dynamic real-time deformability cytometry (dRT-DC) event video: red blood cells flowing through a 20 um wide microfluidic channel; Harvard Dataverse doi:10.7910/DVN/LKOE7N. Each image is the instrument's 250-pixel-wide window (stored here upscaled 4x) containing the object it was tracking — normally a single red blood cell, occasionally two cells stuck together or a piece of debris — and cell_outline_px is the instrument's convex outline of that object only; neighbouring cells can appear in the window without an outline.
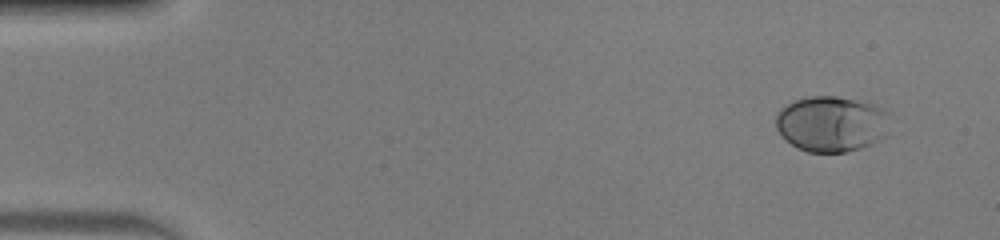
{"species": "human", "species_latin": "Homo sapiens", "temperature_condition": "warm", "stored_images_in_passage": 48, "camera_frame_rate_fps": 3000, "um_per_image_px": 0.085, "donor": {"sex": "male"}, "frame": {"image": 1, "passage_image": 1, "time_ms": 0.0, "image_size_px": [1000, 240], "cell_outline_px": [[884, 136], [880, 140], [872, 144], [848, 152], [808, 152], [796, 148], [784, 140], [776, 128], [776, 112], [780, 108], [792, 100], [808, 96], [836, 96], [872, 104], [884, 112]], "centroid_in_image_um": [70.53, 10.54], "position_along_channel_um": 14.5, "area_um2": 36.7}}
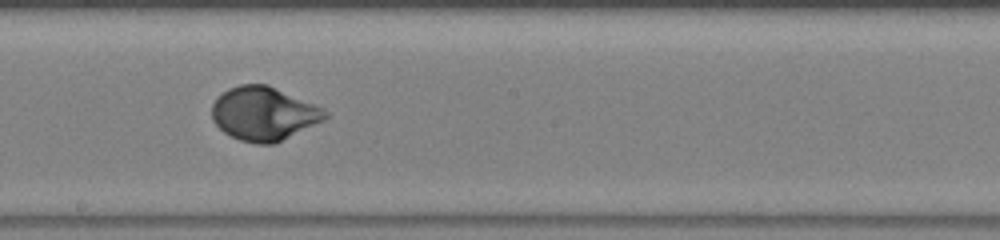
{"frame": {"image": 2, "passage_image": 26, "time_ms": 8.333, "image_size_px": [1000, 240], "cell_outline_px": [[328, 116], [324, 120], [272, 144], [256, 144], [240, 140], [224, 132], [212, 120], [212, 104], [228, 88], [240, 84], [268, 84], [324, 108], [328, 112]], "centroid_in_image_um": [22.42, 9.65], "position_along_channel_um": 225.8, "area_um2": 35.14}}
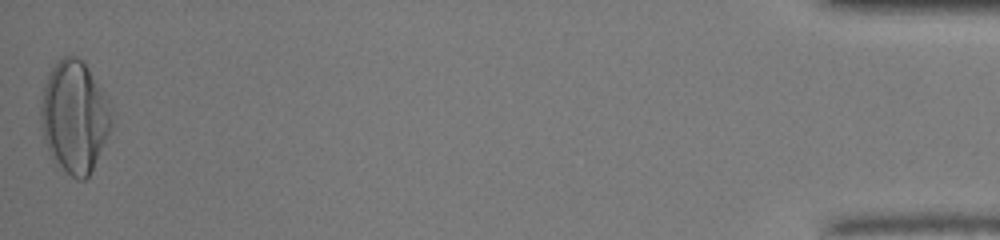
{"frame": {"image": 3, "passage_image": 48, "time_ms": 15.667, "image_size_px": [1000, 240], "cell_outline_px": [[112, 128], [92, 172], [84, 180], [76, 180], [56, 164], [52, 160], [44, 140], [40, 116], [40, 100], [48, 72], [56, 60], [60, 56], [76, 56], [84, 60], [104, 96], [112, 112]], "centroid_in_image_um": [6.31, 9.94], "position_along_channel_um": 428.9, "area_um2": 46.59}, "authors_computed_cell_mechanics": {"area_um2": 34.9401, "velocity_mm_per_s": 4.0521, "shape_relaxation_time_tau1_ms": 3.5127, "shape_relaxation_time_tau2_ms": null, "deformation_change_tau1": 0.1966, "deformation_change_tau2": null}}